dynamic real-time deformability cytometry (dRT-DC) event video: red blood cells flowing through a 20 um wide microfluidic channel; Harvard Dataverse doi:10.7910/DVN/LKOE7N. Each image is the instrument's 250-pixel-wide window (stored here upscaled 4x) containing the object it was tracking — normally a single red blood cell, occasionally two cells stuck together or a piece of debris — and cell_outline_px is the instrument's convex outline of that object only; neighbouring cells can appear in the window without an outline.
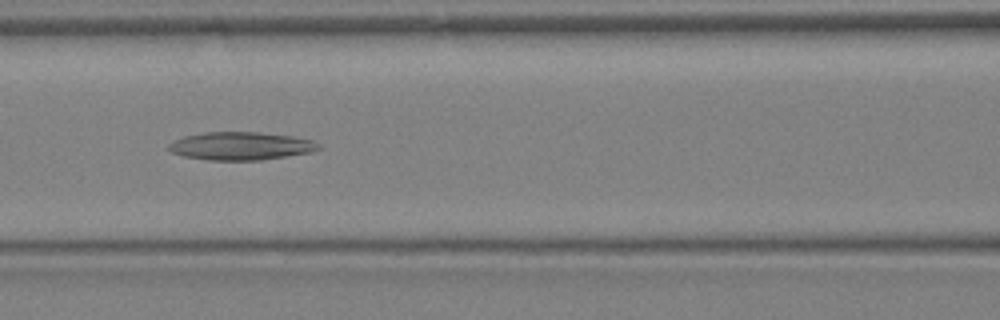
{"species": "Egyptian fruit bat (a non-hibernating species)", "species_latin": "Rousettus aegyptiacus", "temperature_condition": "warm", "stored_images_in_passage": 31, "camera_frame_rate_fps": 3000, "um_per_image_px": 0.085, "animal": {"sex": "female"}, "frame": {"image": 1, "passage_image": 13, "time_ms": 4.0, "image_size_px": [1000, 320], "cell_outline_px": [[320, 148], [308, 152], [260, 160], [208, 160], [184, 156], [172, 152], [168, 148], [168, 144], [184, 136], [204, 132], [256, 132], [292, 136], [312, 140], [320, 144]], "centroid_in_image_um": [20.44, 12.4], "position_along_channel_um": 146.2, "area_um2": 24.16}}
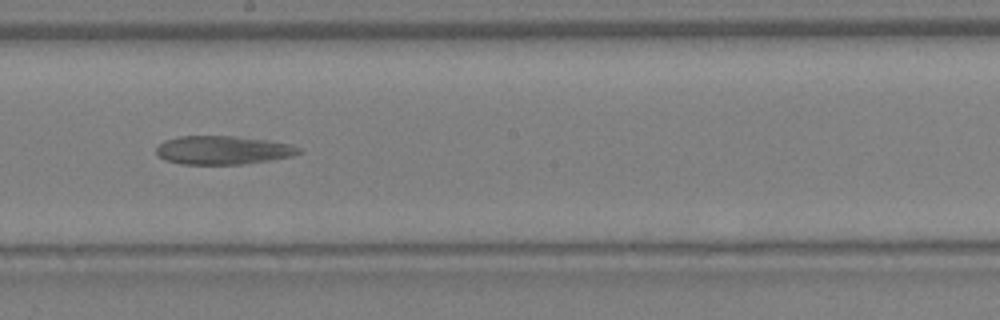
{"frame": {"image": 2, "passage_image": 17, "time_ms": 5.333, "image_size_px": [1000, 320], "cell_outline_px": [[304, 152], [292, 156], [244, 164], [180, 164], [164, 160], [156, 152], [156, 148], [164, 140], [180, 136], [236, 136], [268, 140], [292, 144], [300, 148]], "centroid_in_image_um": [18.97, 12.76], "position_along_channel_um": 229.2, "area_um2": 23.81}}
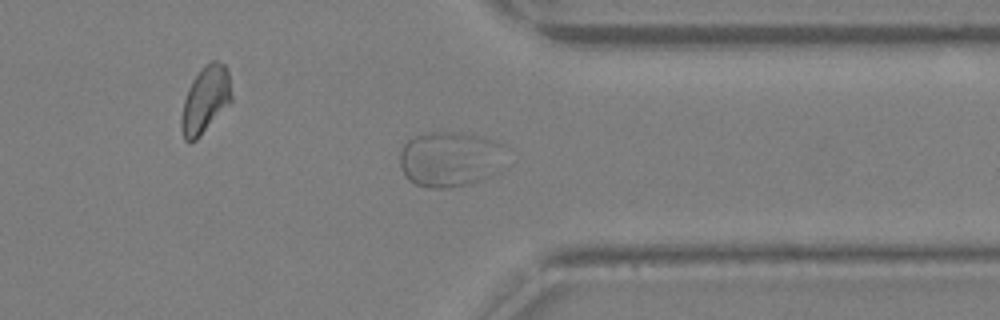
{"frame": {"image": 3, "passage_image": 24, "time_ms": 7.667, "image_size_px": [1000, 320], "cell_outline_px": [[504, 144], [488, 176], [464, 184], [448, 188], [432, 188], [416, 184], [408, 180], [400, 168], [400, 148], [412, 136], [428, 132], [456, 132], [484, 136], [496, 140]], "centroid_in_image_um": [38.08, 13.48], "position_along_channel_um": 373.3, "area_um2": 33.23}}